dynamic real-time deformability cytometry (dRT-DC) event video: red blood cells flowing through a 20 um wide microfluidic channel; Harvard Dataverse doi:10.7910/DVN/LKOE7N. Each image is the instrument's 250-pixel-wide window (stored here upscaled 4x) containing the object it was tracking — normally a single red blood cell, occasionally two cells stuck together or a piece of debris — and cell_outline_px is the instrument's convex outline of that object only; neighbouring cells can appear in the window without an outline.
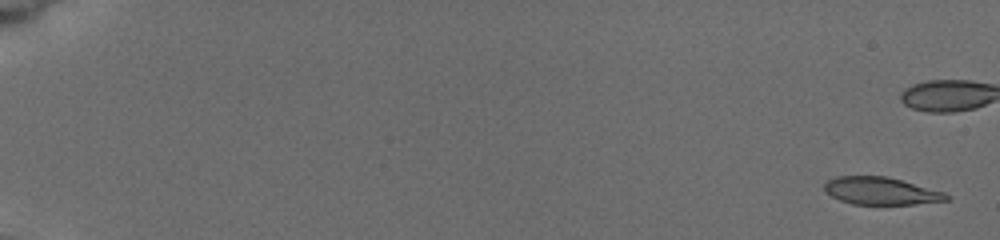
{"species": "common noctule bat (a hibernating species)", "species_latin": "Nyctalus noctula", "temperature_condition": "cold", "stored_images_in_passage": 9, "camera_frame_rate_fps": 3000, "um_per_image_px": 0.085, "animal": {"sex": "female", "body_mass_g": 19.5, "forearm_length_mm": 54.1}, "frame": {"image": 1, "passage_image": 1, "time_ms": 0.0, "image_size_px": [1000, 240], "cell_outline_px": [[952, 196], [948, 200], [916, 204], [852, 204], [840, 200], [824, 192], [824, 184], [828, 180], [836, 176], [888, 176], [944, 192]], "centroid_in_image_um": [74.88, 16.23], "position_along_channel_um": 10.1, "area_um2": 19.59}}
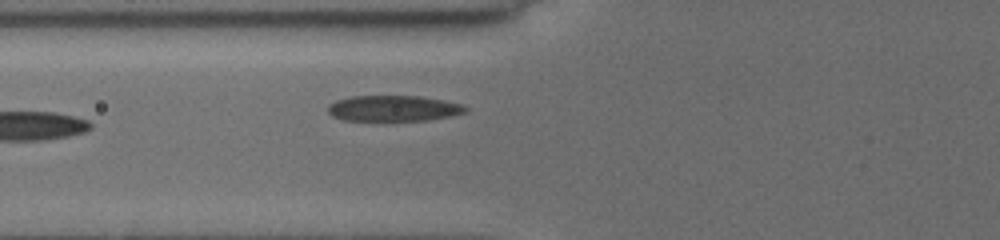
{"frame": {"image": 2, "passage_image": 9, "time_ms": 9.0, "image_size_px": [1000, 240], "cell_outline_px": [[468, 108], [464, 112], [448, 116], [428, 120], [344, 120], [332, 116], [328, 112], [328, 104], [336, 100], [352, 96], [420, 96], [444, 100], [464, 104]], "centroid_in_image_um": [33.43, 9.2], "position_along_channel_um": 92.4, "area_um2": 20.58}}